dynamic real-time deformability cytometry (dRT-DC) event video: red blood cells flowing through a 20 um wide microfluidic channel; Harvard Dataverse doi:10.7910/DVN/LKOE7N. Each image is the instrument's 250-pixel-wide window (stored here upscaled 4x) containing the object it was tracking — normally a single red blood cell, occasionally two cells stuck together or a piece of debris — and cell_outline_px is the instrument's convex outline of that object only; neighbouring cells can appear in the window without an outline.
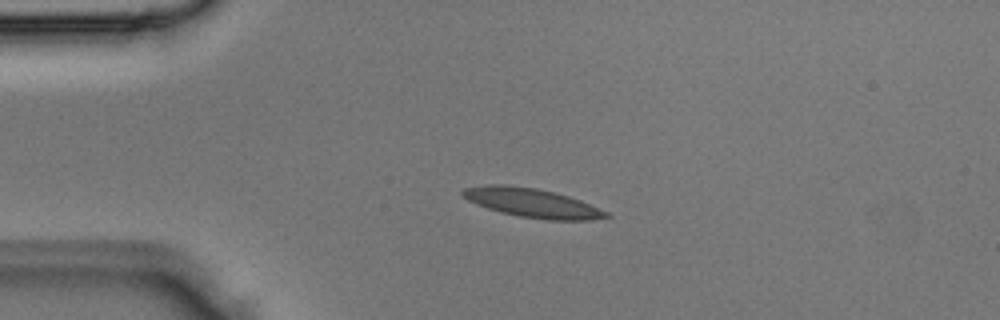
{"species": "Egyptian fruit bat (a non-hibernating species)", "species_latin": "Rousettus aegyptiacus", "temperature_condition": "room temperature", "stored_images_in_passage": 5, "camera_frame_rate_fps": 3000, "um_per_image_px": 0.085, "animal": {"sex": "male"}, "frame": {"image": 1, "passage_image": 4, "time_ms": 1.0, "image_size_px": [1000, 320], "cell_outline_px": [[612, 216], [592, 220], [548, 220], [520, 216], [500, 212], [488, 208], [468, 200], [460, 192], [464, 188], [488, 184], [504, 184], [536, 188], [568, 196], [580, 200], [608, 212]], "centroid_in_image_um": [45.24, 17.24], "position_along_channel_um": 39.8, "area_um2": 24.04}}